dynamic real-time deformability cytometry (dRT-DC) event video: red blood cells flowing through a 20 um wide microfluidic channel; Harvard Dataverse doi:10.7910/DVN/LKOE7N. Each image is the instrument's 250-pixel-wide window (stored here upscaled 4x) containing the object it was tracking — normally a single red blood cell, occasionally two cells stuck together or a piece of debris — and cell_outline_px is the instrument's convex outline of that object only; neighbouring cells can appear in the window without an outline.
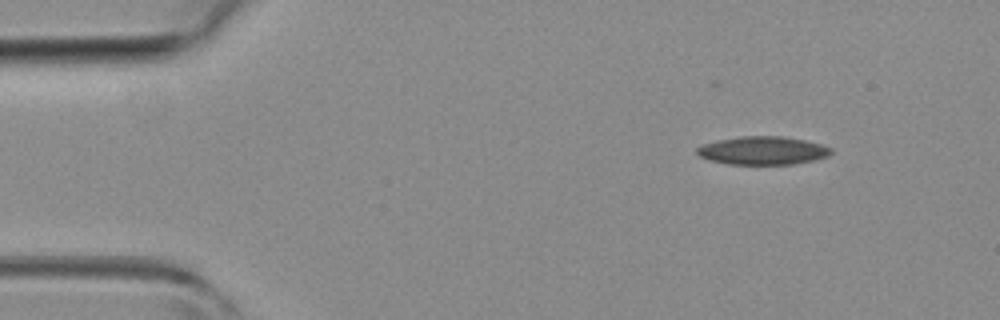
{"species": "common noctule bat (a hibernating species)", "species_latin": "Nyctalus noctula", "temperature_condition": "room temperature", "stored_images_in_passage": 40, "camera_frame_rate_fps": 3000, "um_per_image_px": 0.085, "animal": {"sex": "female", "body_mass_g": 19.3, "forearm_length_mm": 54.1}, "frame": {"image": 1, "passage_image": 1, "time_ms": 0.0, "image_size_px": [1000, 320], "cell_outline_px": [[832, 152], [828, 156], [812, 160], [792, 164], [728, 164], [708, 160], [700, 156], [696, 152], [696, 148], [704, 144], [716, 140], [740, 136], [784, 136], [804, 140], [820, 144], [832, 148]], "centroid_in_image_um": [64.81, 12.79], "position_along_channel_um": 20.2, "area_um2": 22.02}}
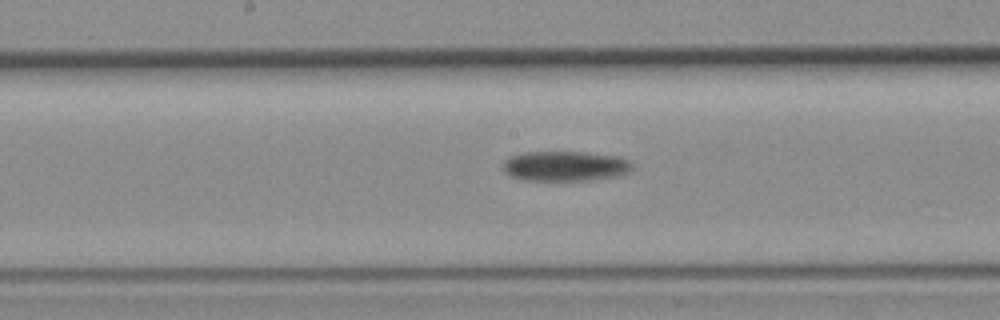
{"frame": {"image": 2, "passage_image": 18, "time_ms": 5.667, "image_size_px": [1000, 320], "cell_outline_px": [[632, 168], [624, 176], [588, 180], [524, 180], [512, 176], [504, 172], [504, 160], [508, 156], [524, 152], [584, 152], [620, 156], [628, 160], [632, 164]], "centroid_in_image_um": [48.07, 14.11], "position_along_channel_um": 200.1, "area_um2": 22.83}}
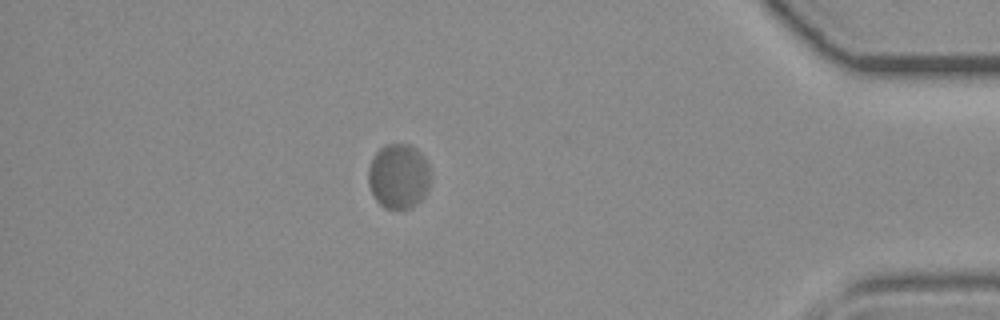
{"frame": {"image": 3, "passage_image": 34, "time_ms": 11.0, "image_size_px": [1000, 320], "cell_outline_px": [[432, 180], [424, 196], [416, 204], [400, 212], [384, 208], [376, 200], [368, 184], [368, 168], [372, 156], [384, 144], [408, 144], [416, 148], [424, 156], [428, 164], [432, 176]], "centroid_in_image_um": [33.89, 14.99], "position_along_channel_um": 401.3, "area_um2": 24.22}}